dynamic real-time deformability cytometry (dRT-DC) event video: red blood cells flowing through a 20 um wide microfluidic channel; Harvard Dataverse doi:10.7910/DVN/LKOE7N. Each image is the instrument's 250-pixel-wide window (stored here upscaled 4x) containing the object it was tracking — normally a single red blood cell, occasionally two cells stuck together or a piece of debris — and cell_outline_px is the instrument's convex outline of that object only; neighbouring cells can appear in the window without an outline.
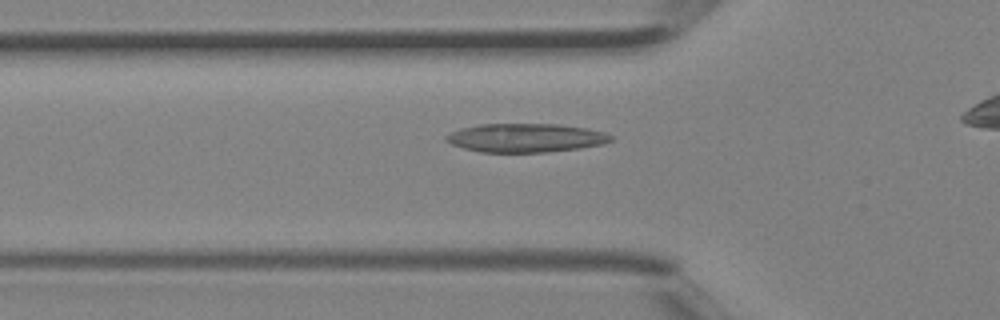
{"species": "Egyptian fruit bat (a non-hibernating species)", "species_latin": "Rousettus aegyptiacus", "temperature_condition": "room temperature", "stored_images_in_passage": 30, "camera_frame_rate_fps": 3000, "um_per_image_px": 0.085, "animal": {"sex": "female"}, "frame": {"image": 1, "passage_image": 8, "time_ms": 2.333, "image_size_px": [1000, 320], "cell_outline_px": [[612, 140], [604, 144], [580, 148], [548, 152], [480, 152], [464, 148], [452, 144], [444, 140], [444, 136], [460, 128], [480, 124], [556, 124], [588, 128], [604, 132], [612, 136]], "centroid_in_image_um": [44.68, 11.71], "position_along_channel_um": 81.1, "area_um2": 27.63}}
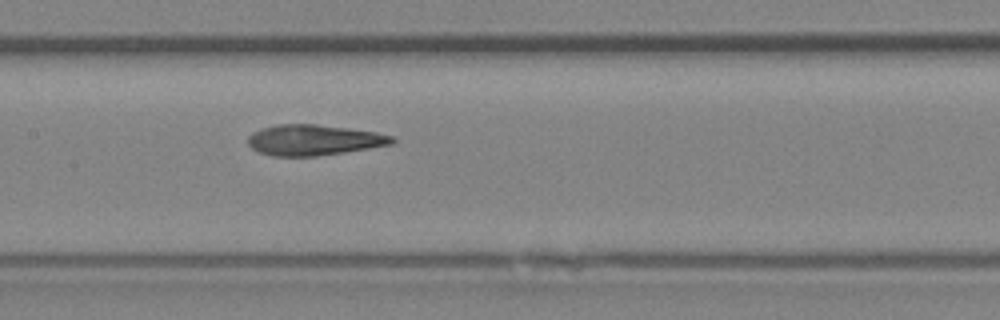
{"frame": {"image": 2, "passage_image": 14, "time_ms": 4.333, "image_size_px": [1000, 320], "cell_outline_px": [[396, 140], [392, 144], [344, 152], [316, 156], [272, 156], [260, 152], [252, 148], [248, 144], [248, 136], [252, 132], [260, 128], [276, 124], [316, 124], [348, 128], [376, 132], [392, 136]], "centroid_in_image_um": [26.64, 11.89], "position_along_channel_um": 180.8, "area_um2": 25.72}}
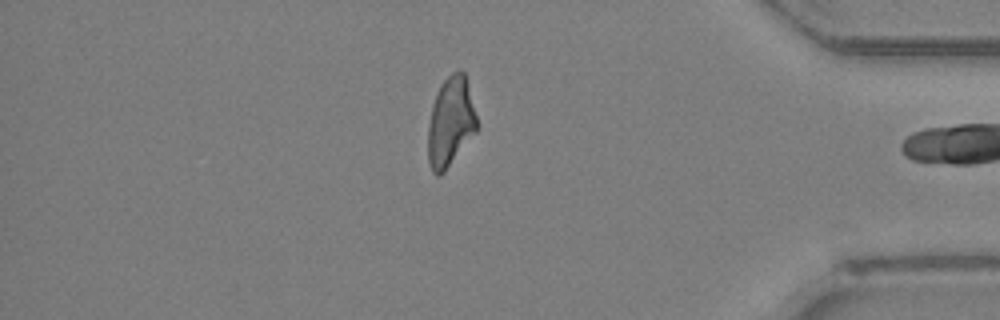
{"frame": {"image": 3, "passage_image": 29, "time_ms": 9.333, "image_size_px": [1000, 320], "cell_outline_px": [[476, 132], [444, 172], [440, 176], [436, 176], [432, 172], [428, 160], [428, 124], [432, 104], [436, 92], [440, 84], [452, 72], [460, 68], [464, 72], [476, 116]], "centroid_in_image_um": [38.26, 10.37], "position_along_channel_um": 396.9, "area_um2": 25.43}}